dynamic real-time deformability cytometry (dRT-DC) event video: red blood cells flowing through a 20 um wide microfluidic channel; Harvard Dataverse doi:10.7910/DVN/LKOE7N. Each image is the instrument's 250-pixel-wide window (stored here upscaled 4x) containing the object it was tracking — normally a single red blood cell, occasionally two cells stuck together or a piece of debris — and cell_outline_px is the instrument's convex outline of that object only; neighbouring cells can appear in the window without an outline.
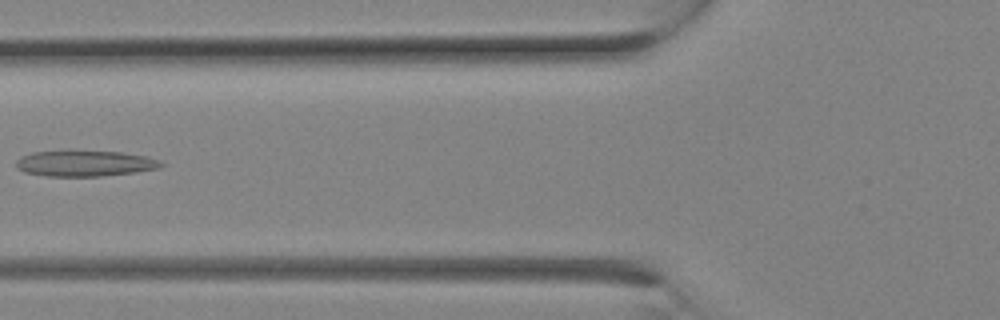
{"species": "Egyptian fruit bat (a non-hibernating species)", "species_latin": "Rousettus aegyptiacus", "temperature_condition": "room temperature", "stored_images_in_passage": 10, "camera_frame_rate_fps": 3000, "um_per_image_px": 0.085, "animal": {"sex": "female"}, "frame": {"image": 1, "passage_image": 3, "time_ms": 0.667, "image_size_px": [1000, 320], "cell_outline_px": [[164, 164], [160, 168], [136, 172], [100, 176], [44, 176], [24, 172], [16, 168], [16, 160], [20, 156], [32, 152], [124, 152], [148, 156], [160, 160]], "centroid_in_image_um": [7.23, 13.9], "position_along_channel_um": 118.6, "area_um2": 21.68}}
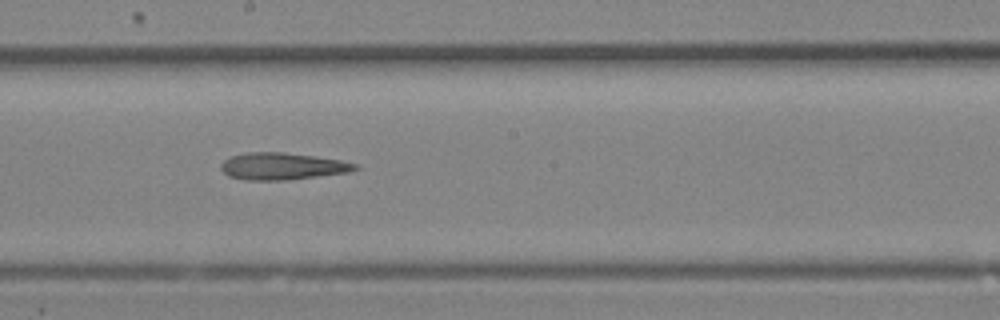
{"frame": {"image": 2, "passage_image": 7, "time_ms": 2.0, "image_size_px": [1000, 320], "cell_outline_px": [[360, 168], [348, 172], [288, 180], [244, 180], [228, 176], [220, 168], [220, 164], [224, 160], [232, 156], [248, 152], [284, 152], [316, 156], [340, 160], [356, 164]], "centroid_in_image_um": [23.98, 14.13], "position_along_channel_um": 224.2, "area_um2": 21.1}}
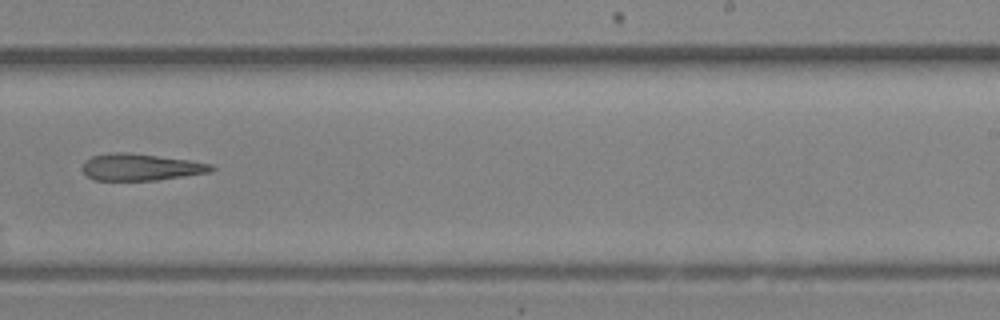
{"frame": {"image": 3, "passage_image": 9, "time_ms": 2.667, "image_size_px": [1000, 320], "cell_outline_px": [[216, 168], [212, 172], [156, 180], [92, 180], [80, 168], [84, 160], [92, 156], [116, 152], [124, 152], [188, 160], [212, 164]], "centroid_in_image_um": [11.94, 14.21], "position_along_channel_um": 277.1, "area_um2": 20.06}}